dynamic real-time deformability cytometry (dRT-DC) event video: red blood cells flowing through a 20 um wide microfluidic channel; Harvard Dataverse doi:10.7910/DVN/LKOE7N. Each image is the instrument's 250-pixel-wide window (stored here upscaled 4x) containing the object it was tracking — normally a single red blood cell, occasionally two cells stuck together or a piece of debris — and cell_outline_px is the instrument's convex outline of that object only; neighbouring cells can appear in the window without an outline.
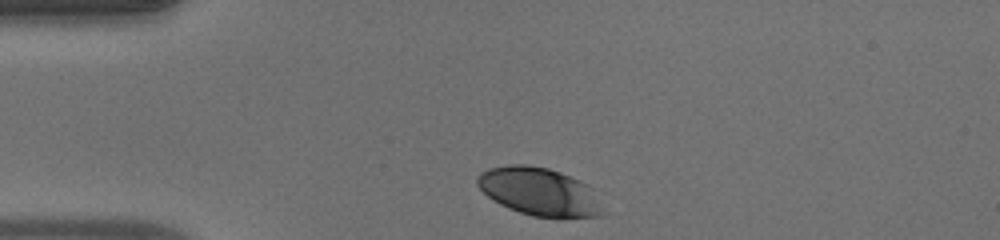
{"species": "human", "species_latin": "Homo sapiens", "temperature_condition": "warm", "stored_images_in_passage": 32, "camera_frame_rate_fps": 3000, "um_per_image_px": 0.085, "donor": {"sex": "male"}, "frame": {"image": 1, "passage_image": 1, "time_ms": 0.0, "image_size_px": [1000, 240], "cell_outline_px": [[604, 212], [600, 216], [560, 220], [556, 220], [532, 216], [508, 208], [492, 200], [476, 184], [476, 176], [480, 172], [488, 168], [508, 164], [528, 164], [548, 168], [560, 172], [580, 180], [588, 184], [592, 188]], "centroid_in_image_um": [45.85, 16.32], "position_along_channel_um": 39.1, "area_um2": 35.95}}
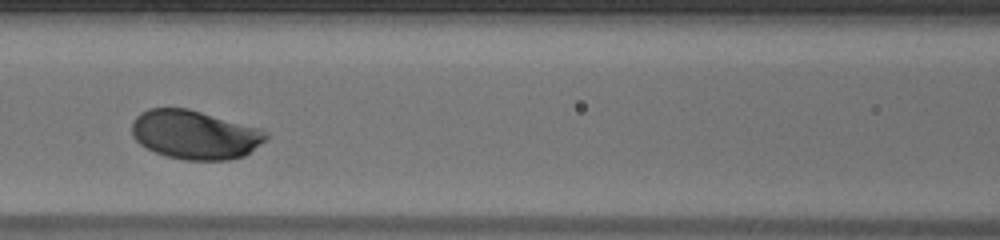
{"frame": {"image": 2, "passage_image": 12, "time_ms": 3.667, "image_size_px": [1000, 240], "cell_outline_px": [[268, 136], [264, 140], [244, 156], [228, 160], [184, 160], [164, 156], [140, 144], [132, 136], [132, 120], [140, 112], [148, 108], [188, 108], [260, 128], [268, 132]], "centroid_in_image_um": [16.53, 11.44], "position_along_channel_um": 150.1, "area_um2": 38.26}}
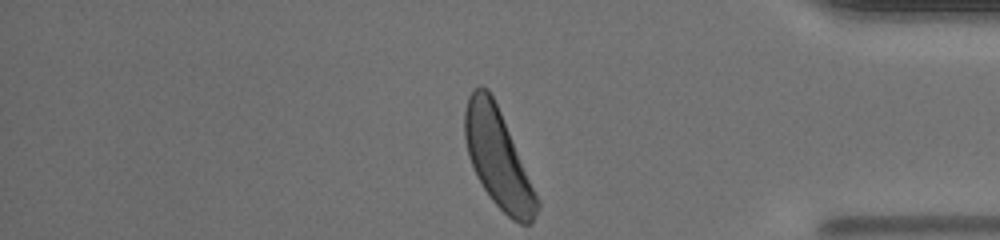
{"frame": {"image": 3, "passage_image": 32, "time_ms": 10.333, "image_size_px": [1000, 240], "cell_outline_px": [[540, 208], [536, 216], [528, 224], [520, 224], [512, 220], [492, 200], [476, 176], [468, 156], [464, 136], [464, 112], [468, 96], [472, 88], [480, 84], [488, 88], [500, 112], [540, 200]], "centroid_in_image_um": [42.31, 13.45], "position_along_channel_um": 392.9, "area_um2": 41.15}, "authors_computed_cell_mechanics": {"area_um2": 38.0613, "velocity_mm_per_s": 3.9978, "shape_relaxation_time_tau1_ms": 0.9551, "shape_relaxation_time_tau2_ms": null, "deformation_change_tau1": 0.1022, "deformation_change_tau2": null}}